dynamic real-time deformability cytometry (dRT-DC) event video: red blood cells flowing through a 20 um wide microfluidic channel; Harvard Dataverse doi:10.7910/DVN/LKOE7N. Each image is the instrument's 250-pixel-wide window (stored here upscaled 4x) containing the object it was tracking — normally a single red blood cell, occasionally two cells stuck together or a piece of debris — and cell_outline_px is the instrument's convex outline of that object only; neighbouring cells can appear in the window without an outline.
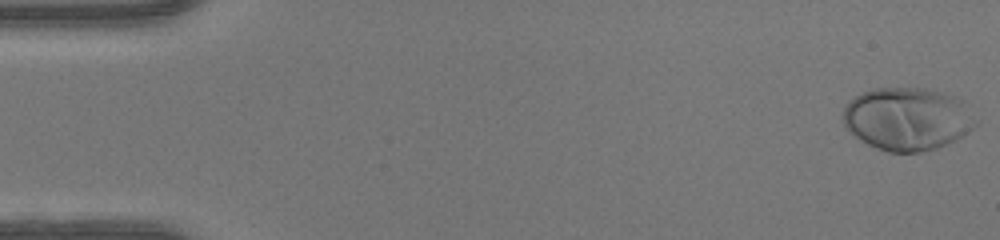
{"species": "human", "species_latin": "Homo sapiens", "temperature_condition": "warm", "stored_images_in_passage": 49, "camera_frame_rate_fps": 3000, "um_per_image_px": 0.085, "donor": {"sex": "female"}, "frame": {"image": 1, "passage_image": 1, "time_ms": 0.0, "image_size_px": [1000, 240], "cell_outline_px": [[980, 120], [972, 128], [960, 136], [936, 148], [920, 152], [888, 152], [876, 148], [868, 144], [856, 136], [844, 124], [844, 108], [848, 100], [872, 88], [924, 88], [940, 92], [964, 100]], "centroid_in_image_um": [77.16, 10.09], "position_along_channel_um": 7.8, "area_um2": 48.44}}
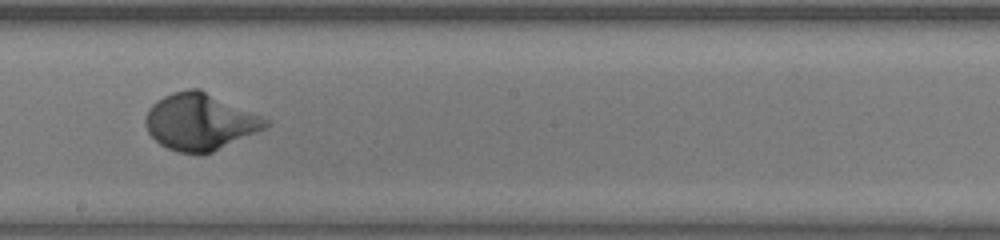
{"frame": {"image": 2, "passage_image": 28, "time_ms": 9.0, "image_size_px": [1000, 240], "cell_outline_px": [[272, 124], [268, 128], [212, 152], [180, 152], [168, 148], [160, 144], [148, 132], [144, 124], [144, 120], [148, 108], [156, 100], [172, 92], [188, 88], [200, 88], [272, 120]], "centroid_in_image_um": [17.04, 10.32], "position_along_channel_um": 231.2, "area_um2": 40.0}}
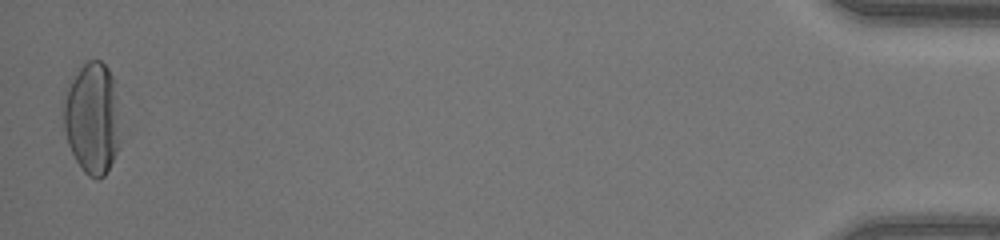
{"frame": {"image": 3, "passage_image": 49, "time_ms": 16.0, "image_size_px": [1000, 240], "cell_outline_px": [[116, 152], [104, 176], [96, 180], [88, 176], [84, 172], [76, 160], [68, 144], [64, 128], [60, 100], [68, 80], [88, 60], [100, 60], [108, 68], [112, 76], [116, 120]], "centroid_in_image_um": [7.71, 10.01], "position_along_channel_um": 427.5, "area_um2": 36.3}}